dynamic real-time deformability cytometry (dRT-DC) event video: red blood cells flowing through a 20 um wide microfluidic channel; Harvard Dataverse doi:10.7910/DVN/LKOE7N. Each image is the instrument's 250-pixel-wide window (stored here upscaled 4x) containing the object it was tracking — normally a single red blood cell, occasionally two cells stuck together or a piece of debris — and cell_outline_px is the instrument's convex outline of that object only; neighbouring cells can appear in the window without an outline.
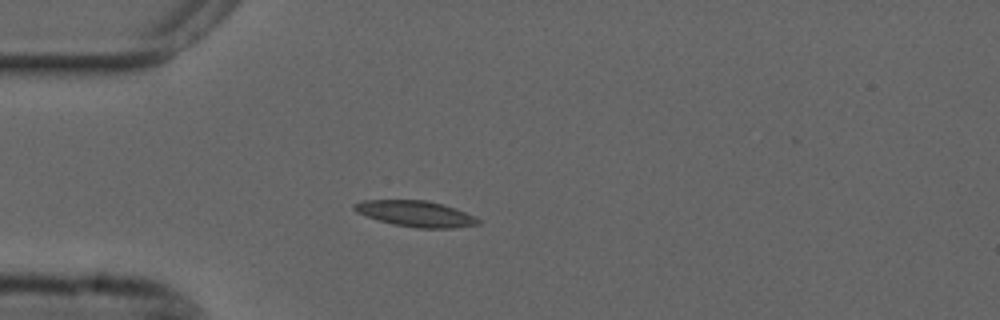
{"species": "common noctule bat (a hibernating species)", "species_latin": "Nyctalus noctula", "temperature_condition": "cold", "stored_images_in_passage": 34, "camera_frame_rate_fps": 3000, "um_per_image_px": 0.085, "animal": {"sex": "male", "forearm_length_mm": 52.5}, "frame": {"image": 1, "passage_image": 1, "time_ms": 0.0, "image_size_px": [1000, 320], "cell_outline_px": [[480, 224], [452, 228], [416, 228], [392, 224], [356, 212], [352, 208], [352, 204], [364, 200], [424, 200], [440, 204], [464, 212], [480, 220]], "centroid_in_image_um": [35.28, 18.17], "position_along_channel_um": 49.7, "area_um2": 18.38}}
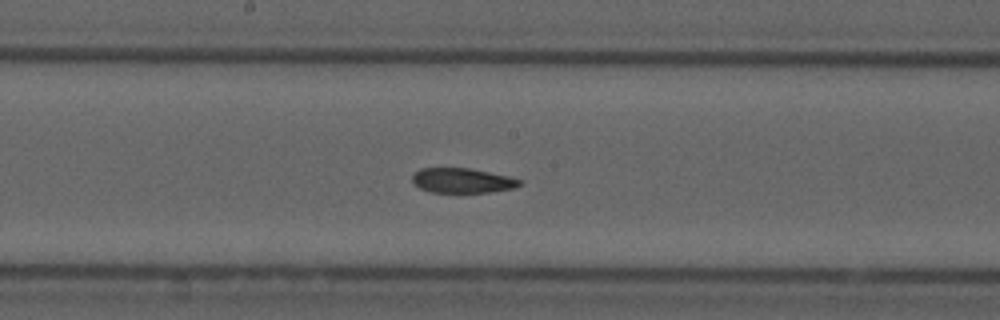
{"frame": {"image": 2, "passage_image": 15, "time_ms": 4.667, "image_size_px": [1000, 320], "cell_outline_px": [[524, 184], [516, 188], [488, 192], [432, 192], [420, 188], [412, 180], [412, 176], [420, 168], [468, 168], [508, 176], [524, 180]], "centroid_in_image_um": [39.36, 15.34], "position_along_channel_um": 208.8, "area_um2": 15.49}}
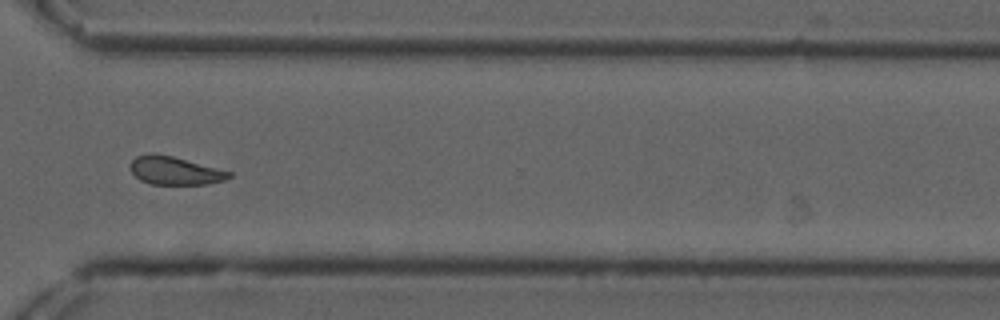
{"frame": {"image": 3, "passage_image": 27, "time_ms": 8.667, "image_size_px": [1000, 320], "cell_outline_px": [[232, 176], [224, 180], [204, 184], [152, 184], [140, 180], [132, 172], [132, 160], [136, 156], [172, 156], [232, 172]], "centroid_in_image_um": [14.92, 14.54], "position_along_channel_um": 355.7, "area_um2": 15.43}, "authors_computed_cell_mechanics": {"area_um2": 16.762, "velocity_mm_per_s": 3.6768, "shape_relaxation_time_tau1_ms": null, "shape_relaxation_time_tau2_ms": 3.3931, "deformation_change_tau1": null, "deformation_change_tau2": 0.1004}}